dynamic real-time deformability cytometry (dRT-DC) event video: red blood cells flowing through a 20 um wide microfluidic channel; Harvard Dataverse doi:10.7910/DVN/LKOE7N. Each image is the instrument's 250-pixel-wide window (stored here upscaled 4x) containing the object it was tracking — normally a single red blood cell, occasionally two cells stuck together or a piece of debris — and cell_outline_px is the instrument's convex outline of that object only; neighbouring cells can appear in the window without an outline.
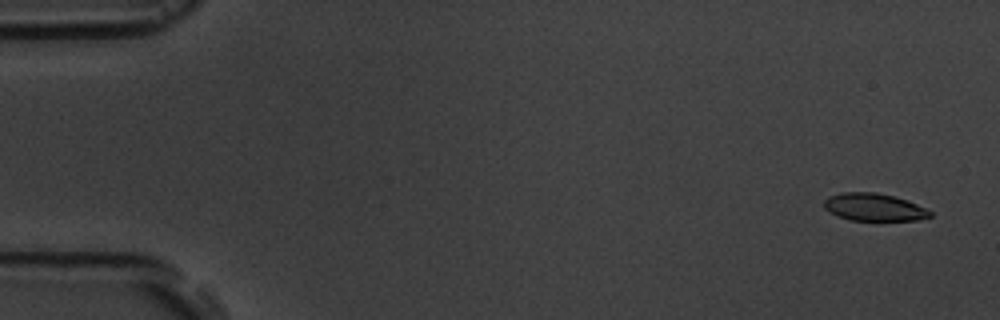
{"species": "common noctule bat (a hibernating species)", "species_latin": "Nyctalus noctula", "temperature_condition": "room temperature", "stored_images_in_passage": 5, "camera_frame_rate_fps": 3000, "um_per_image_px": 0.085, "animal": {"sex": "male", "body_mass_g": 19.5, "forearm_length_mm": 54.6}, "frame": {"image": 1, "passage_image": 1, "time_ms": 0.0, "image_size_px": [1000, 320], "cell_outline_px": [[932, 216], [916, 220], [852, 220], [828, 212], [824, 208], [824, 200], [828, 196], [840, 192], [876, 192], [908, 200], [932, 212]], "centroid_in_image_um": [74.26, 17.6], "position_along_channel_um": 10.7, "area_um2": 16.94}}
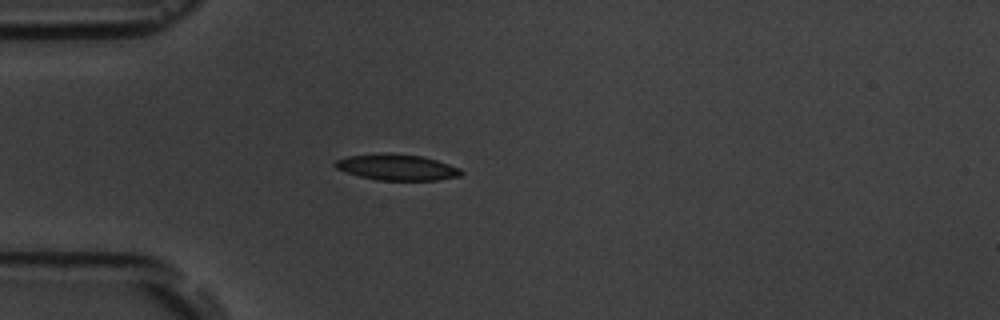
{"frame": {"image": 2, "passage_image": 4, "time_ms": 4.333, "image_size_px": [1000, 320], "cell_outline_px": [[464, 172], [460, 176], [436, 180], [376, 180], [360, 176], [336, 168], [332, 164], [336, 160], [348, 156], [388, 152], [420, 156], [436, 160], [460, 168]], "centroid_in_image_um": [33.73, 14.21], "position_along_channel_um": 51.3, "area_um2": 19.02}}